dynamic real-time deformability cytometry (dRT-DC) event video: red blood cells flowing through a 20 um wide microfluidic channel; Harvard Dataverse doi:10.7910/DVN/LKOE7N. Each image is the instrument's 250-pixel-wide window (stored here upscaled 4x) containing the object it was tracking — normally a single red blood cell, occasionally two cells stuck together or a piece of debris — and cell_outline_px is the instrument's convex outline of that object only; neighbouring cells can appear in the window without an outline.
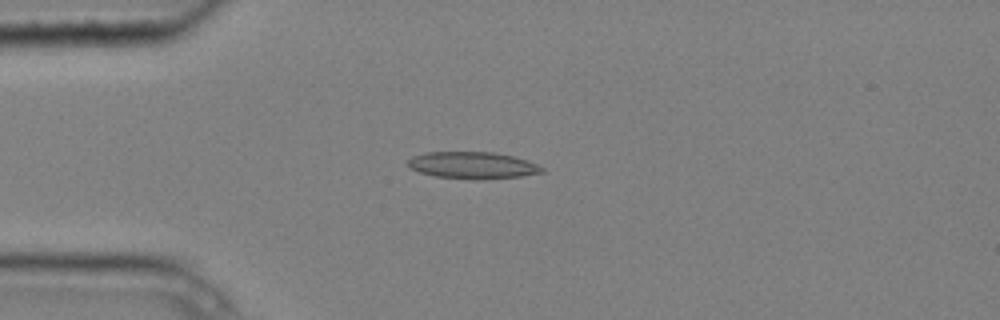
{"species": "common noctule bat (a hibernating species)", "species_latin": "Nyctalus noctula", "temperature_condition": "cold", "stored_images_in_passage": 8, "camera_frame_rate_fps": 3000, "um_per_image_px": 0.085, "animal": {"sex": "male", "body_mass_g": 20.4}, "frame": {"image": 1, "passage_image": 3, "time_ms": 0.667, "image_size_px": [1000, 320], "cell_outline_px": [[544, 172], [520, 176], [476, 180], [436, 176], [420, 172], [412, 168], [408, 164], [408, 160], [412, 156], [424, 152], [492, 152], [512, 156], [536, 164], [544, 168]], "centroid_in_image_um": [40.15, 14.05], "position_along_channel_um": 44.8, "area_um2": 20.75}}
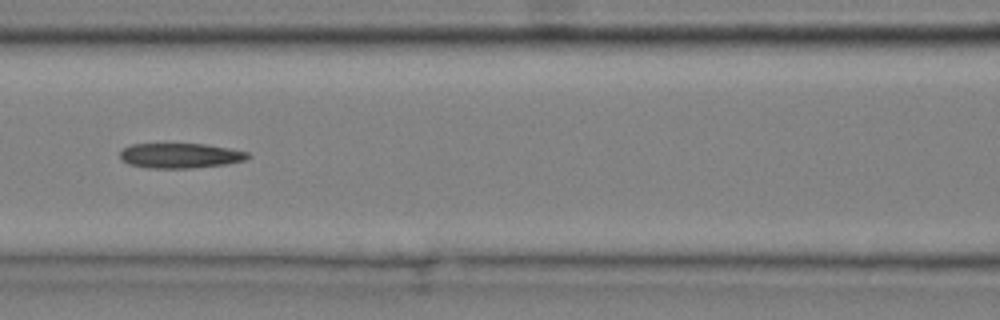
{"frame": {"image": 2, "passage_image": 6, "time_ms": 1.667, "image_size_px": [1000, 320], "cell_outline_px": [[252, 156], [244, 160], [228, 164], [192, 168], [148, 168], [128, 164], [120, 156], [120, 152], [124, 148], [132, 144], [208, 144], [248, 152]], "centroid_in_image_um": [15.35, 13.23], "position_along_channel_um": 151.2, "area_um2": 18.61}}
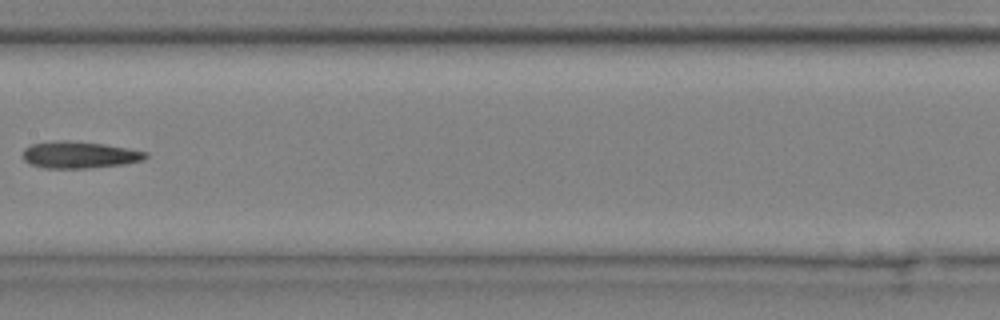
{"frame": {"image": 3, "passage_image": 7, "time_ms": 2.0, "image_size_px": [1000, 320], "cell_outline_px": [[148, 156], [144, 160], [124, 164], [84, 168], [44, 168], [32, 164], [24, 160], [24, 148], [32, 144], [56, 140], [68, 140], [104, 144], [128, 148], [148, 152]], "centroid_in_image_um": [6.77, 13.15], "position_along_channel_um": 200.6, "area_um2": 19.13}}